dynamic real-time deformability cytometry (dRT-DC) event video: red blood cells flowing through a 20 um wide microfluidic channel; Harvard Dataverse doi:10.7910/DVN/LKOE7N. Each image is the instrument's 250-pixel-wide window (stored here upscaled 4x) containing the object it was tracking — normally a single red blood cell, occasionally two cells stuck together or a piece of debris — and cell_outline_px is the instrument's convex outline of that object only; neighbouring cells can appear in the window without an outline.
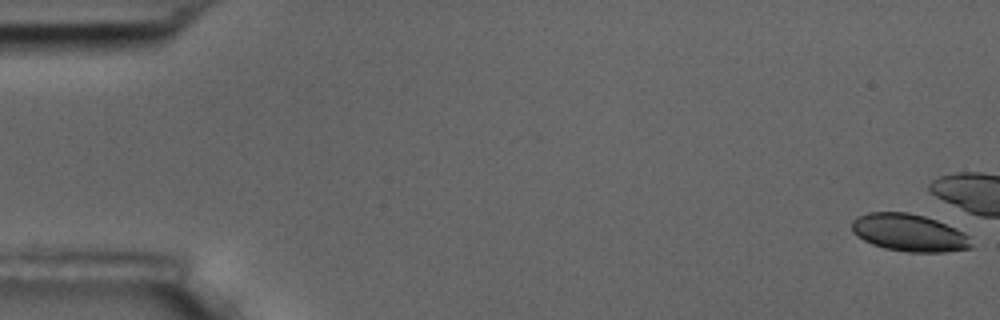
{"species": "common noctule bat (a hibernating species)", "species_latin": "Nyctalus noctula", "temperature_condition": "room temperature", "stored_images_in_passage": 7, "camera_frame_rate_fps": 3000, "um_per_image_px": 0.085, "animal": {"sex": "male", "body_mass_g": 17.5, "forearm_length_mm": 52.3}, "frame": {"image": 1, "passage_image": 1, "time_ms": 0.0, "image_size_px": [1000, 320], "cell_outline_px": [[972, 248], [944, 252], [908, 252], [884, 248], [872, 244], [856, 236], [852, 232], [852, 220], [868, 212], [908, 212], [924, 216], [936, 220], [956, 228], [964, 232], [968, 236], [972, 244]], "centroid_in_image_um": [77.27, 19.78], "position_along_channel_um": 7.7, "area_um2": 26.07}}